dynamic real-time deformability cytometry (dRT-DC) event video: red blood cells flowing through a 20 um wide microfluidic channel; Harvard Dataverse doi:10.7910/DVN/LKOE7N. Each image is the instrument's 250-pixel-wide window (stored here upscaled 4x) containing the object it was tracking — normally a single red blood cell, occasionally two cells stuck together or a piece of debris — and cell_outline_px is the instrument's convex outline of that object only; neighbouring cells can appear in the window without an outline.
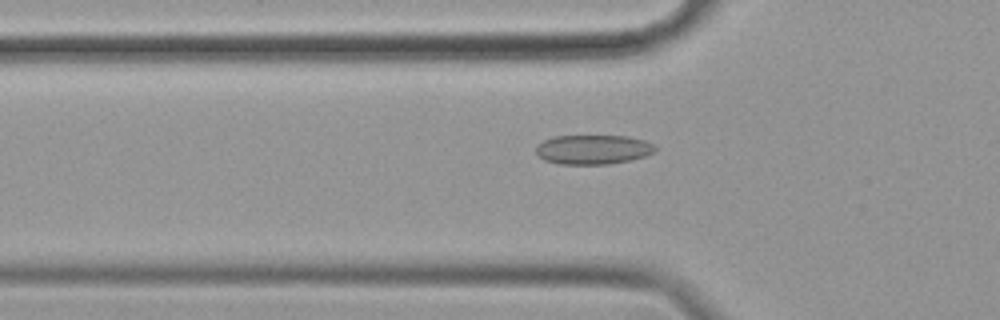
{"species": "common noctule bat (a hibernating species)", "species_latin": "Nyctalus noctula", "temperature_condition": "cold", "stored_images_in_passage": 58, "camera_frame_rate_fps": 3000, "um_per_image_px": 0.085, "animal": {"sex": "female", "body_mass_g": 19.9}, "frame": {"image": 1, "passage_image": 19, "time_ms": 6.0, "image_size_px": [1000, 320], "cell_outline_px": [[656, 152], [644, 156], [628, 160], [608, 164], [560, 164], [544, 160], [536, 152], [536, 144], [552, 136], [628, 136], [644, 140], [652, 144], [656, 148]], "centroid_in_image_um": [50.39, 12.7], "position_along_channel_um": 75.4, "area_um2": 20.4}}
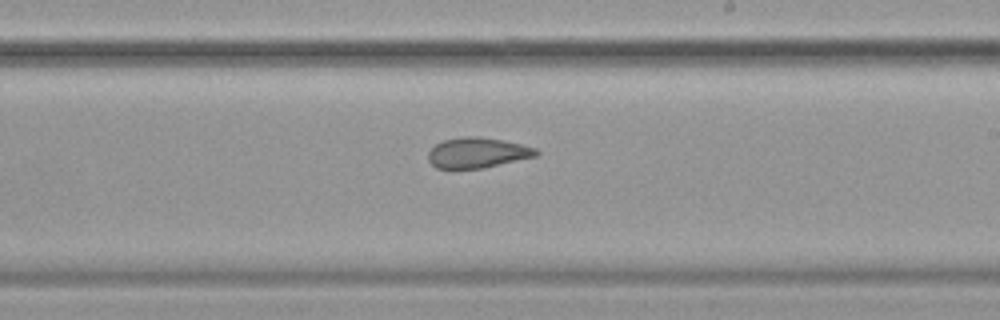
{"frame": {"image": 2, "passage_image": 34, "time_ms": 11.0, "image_size_px": [1000, 320], "cell_outline_px": [[540, 152], [536, 156], [484, 168], [436, 168], [428, 160], [428, 152], [436, 144], [444, 140], [464, 136], [480, 136], [504, 140], [536, 148]], "centroid_in_image_um": [40.59, 12.97], "position_along_channel_um": 248.4, "area_um2": 19.07}}
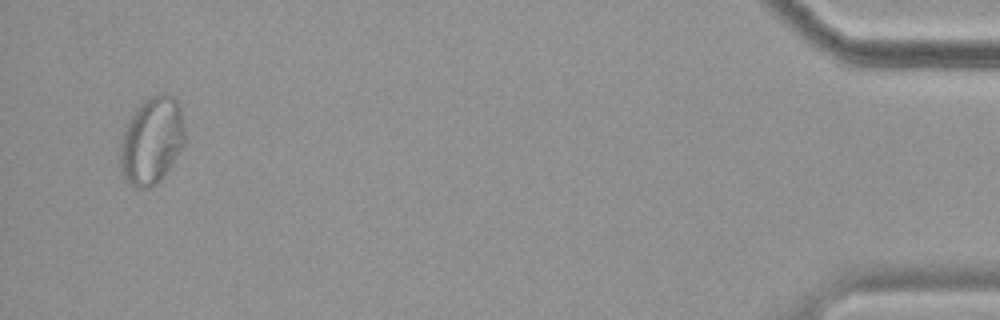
{"frame": {"image": 3, "passage_image": 56, "time_ms": 18.333, "image_size_px": [1000, 320], "cell_outline_px": [[184, 144], [164, 176], [156, 184], [144, 188], [136, 188], [128, 184], [124, 180], [120, 168], [120, 148], [124, 132], [128, 120], [136, 108], [144, 100], [156, 92], [172, 96], [176, 100], [180, 108], [184, 128]], "centroid_in_image_um": [12.88, 11.96], "position_along_channel_um": 422.3, "area_um2": 32.83}, "authors_computed_cell_mechanics": {"area_um2": 21.7906, "velocity_mm_per_s": 3.472, "shape_relaxation_time_tau1_ms": null, "shape_relaxation_time_tau2_ms": 2.386, "deformation_change_tau1": null, "deformation_change_tau2": 0.0624}}